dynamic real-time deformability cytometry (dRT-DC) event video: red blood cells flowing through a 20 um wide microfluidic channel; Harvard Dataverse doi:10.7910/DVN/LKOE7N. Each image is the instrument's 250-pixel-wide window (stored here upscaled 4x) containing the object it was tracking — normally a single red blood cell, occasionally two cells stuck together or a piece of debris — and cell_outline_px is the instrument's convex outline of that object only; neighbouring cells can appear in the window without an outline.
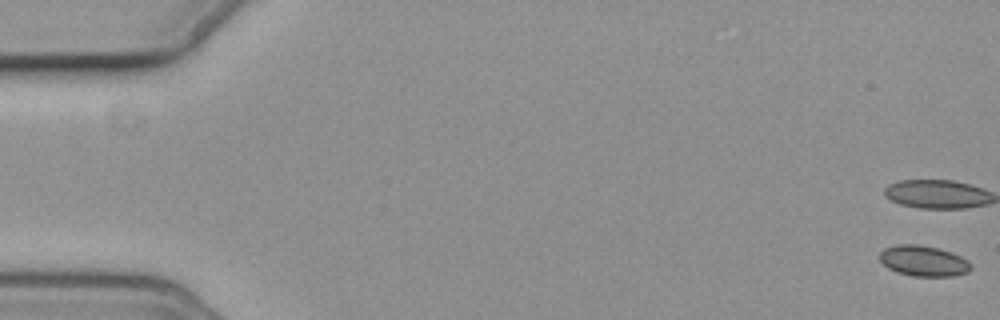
{"species": "common noctule bat (a hibernating species)", "species_latin": "Nyctalus noctula", "temperature_condition": "cold", "stored_images_in_passage": 58, "camera_frame_rate_fps": 3000, "um_per_image_px": 0.085, "animal": {"sex": "female", "body_mass_g": 19.3, "forearm_length_mm": 54.1}, "frame": {"image": 1, "passage_image": 1, "time_ms": 0.0, "image_size_px": [1000, 320], "cell_outline_px": [[972, 268], [968, 272], [952, 276], [912, 276], [896, 272], [888, 268], [880, 260], [880, 252], [884, 248], [896, 244], [920, 244], [952, 252], [968, 260], [972, 264]], "centroid_in_image_um": [78.5, 22.17], "position_along_channel_um": 6.5, "area_um2": 16.42}}